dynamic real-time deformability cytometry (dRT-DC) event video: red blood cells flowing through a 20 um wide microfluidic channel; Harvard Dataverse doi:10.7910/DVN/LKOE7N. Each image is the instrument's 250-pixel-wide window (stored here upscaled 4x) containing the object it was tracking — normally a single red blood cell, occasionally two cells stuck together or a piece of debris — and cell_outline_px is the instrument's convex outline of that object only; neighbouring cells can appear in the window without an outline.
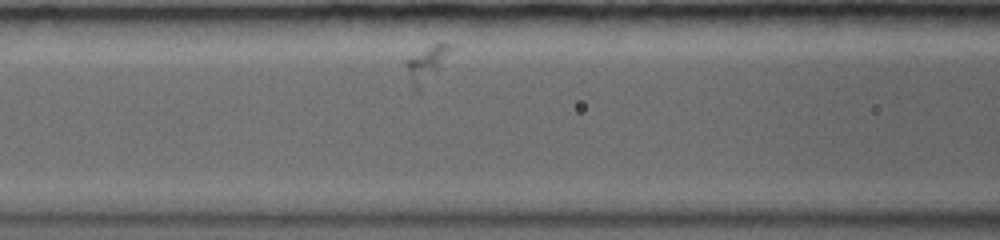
{"species": "common noctule bat (a hibernating species)", "species_latin": "Nyctalus noctula", "temperature_condition": "warm", "stored_images_in_passage": 5, "camera_frame_rate_fps": 5000, "um_per_image_px": 0.085, "animal": {"sex": "female", "body_mass_g": 19.0, "forearm_length_mm": 56.7}, "frame": {"image": 1, "passage_image": 3, "time_ms": 2.0, "image_size_px": [1000, 240], "cell_outline_px": [[456, 48], [420, 92], [416, 92], [412, 88], [404, 64], [404, 60], [436, 40], [440, 40], [456, 44]], "centroid_in_image_um": [36.33, 5.35], "position_along_channel_um": 130.3, "area_um2": 10.29}}